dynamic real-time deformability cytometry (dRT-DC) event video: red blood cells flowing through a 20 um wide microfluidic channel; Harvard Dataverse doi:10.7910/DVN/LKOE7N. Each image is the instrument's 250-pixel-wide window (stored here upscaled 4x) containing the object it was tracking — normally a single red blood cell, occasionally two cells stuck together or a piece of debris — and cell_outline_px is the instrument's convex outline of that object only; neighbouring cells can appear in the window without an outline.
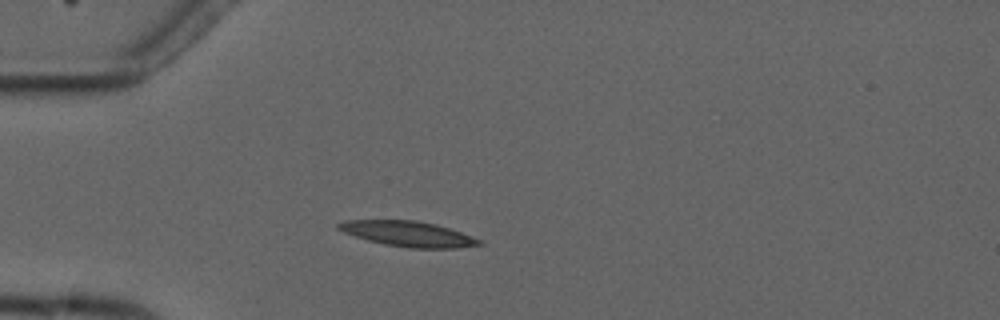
{"species": "common noctule bat (a hibernating species)", "species_latin": "Nyctalus noctula", "temperature_condition": "cold", "stored_images_in_passage": 3, "camera_frame_rate_fps": 3000, "um_per_image_px": 0.085, "animal": {"sex": "male", "forearm_length_mm": 52.5}, "frame": {"image": 1, "passage_image": 3, "time_ms": 3.0, "image_size_px": [1000, 320], "cell_outline_px": [[484, 244], [460, 248], [412, 248], [384, 244], [368, 240], [344, 232], [336, 228], [336, 224], [348, 220], [416, 220], [436, 224], [484, 240]], "centroid_in_image_um": [34.74, 19.88], "position_along_channel_um": 50.3, "area_um2": 20.75}}